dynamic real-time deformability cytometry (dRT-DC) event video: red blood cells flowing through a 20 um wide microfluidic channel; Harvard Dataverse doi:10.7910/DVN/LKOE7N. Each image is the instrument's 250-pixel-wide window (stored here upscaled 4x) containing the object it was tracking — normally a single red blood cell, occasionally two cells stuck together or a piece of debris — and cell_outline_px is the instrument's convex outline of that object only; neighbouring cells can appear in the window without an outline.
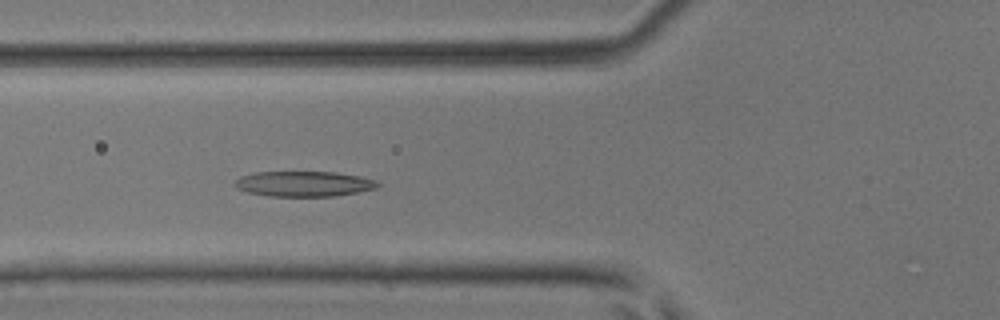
{"species": "common noctule bat (a hibernating species)", "species_latin": "Nyctalus noctula", "temperature_condition": "room temperature", "stored_images_in_passage": 11, "camera_frame_rate_fps": 3000, "um_per_image_px": 0.085, "animal": {"sex": "male", "body_mass_g": 17.9, "forearm_length_mm": 54.2}, "frame": {"image": 1, "passage_image": 4, "time_ms": 1.0, "image_size_px": [1000, 320], "cell_outline_px": [[380, 184], [376, 188], [336, 196], [268, 196], [248, 192], [236, 188], [232, 184], [240, 176], [252, 172], [336, 172], [360, 176], [376, 180]], "centroid_in_image_um": [25.79, 15.62], "position_along_channel_um": 100.0, "area_um2": 21.15}}
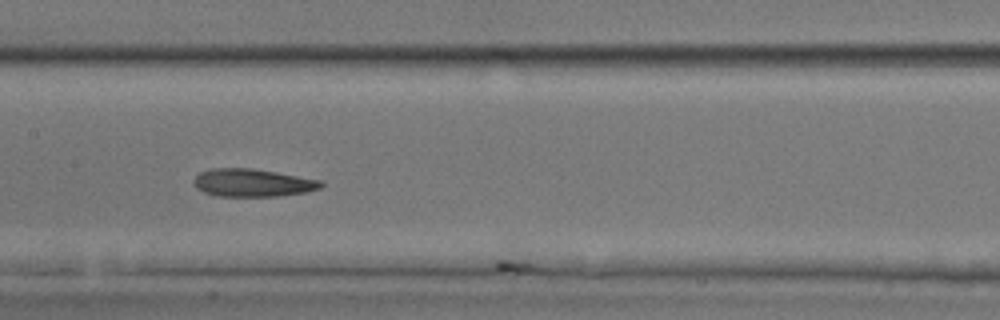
{"frame": {"image": 2, "passage_image": 10, "time_ms": 3.0, "image_size_px": [1000, 320], "cell_outline_px": [[324, 184], [320, 188], [308, 192], [276, 196], [216, 196], [204, 192], [196, 188], [192, 180], [200, 172], [212, 168], [252, 168], [276, 172], [320, 180]], "centroid_in_image_um": [21.45, 15.53], "position_along_channel_um": 186.0, "area_um2": 20.63}}